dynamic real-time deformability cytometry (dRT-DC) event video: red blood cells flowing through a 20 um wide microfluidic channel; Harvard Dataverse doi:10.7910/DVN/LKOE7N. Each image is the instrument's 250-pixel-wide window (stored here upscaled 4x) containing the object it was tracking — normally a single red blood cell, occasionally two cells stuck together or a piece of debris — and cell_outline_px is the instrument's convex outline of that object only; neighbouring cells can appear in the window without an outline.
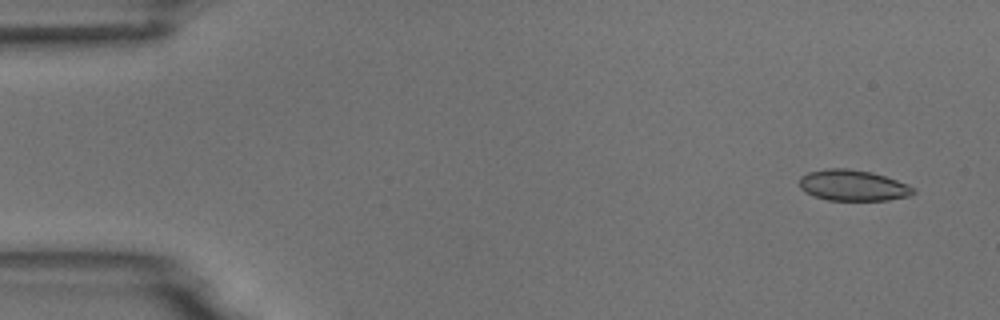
{"species": "common noctule bat (a hibernating species)", "species_latin": "Nyctalus noctula", "temperature_condition": "room temperature", "stored_images_in_passage": 4, "camera_frame_rate_fps": 3000, "um_per_image_px": 0.085, "animal": {"sex": "male", "body_mass_g": 18.8}, "frame": {"image": 1, "passage_image": 1, "time_ms": 0.0, "image_size_px": [1000, 320], "cell_outline_px": [[916, 192], [908, 196], [888, 200], [828, 200], [812, 196], [804, 192], [800, 188], [800, 176], [808, 172], [828, 168], [848, 168], [872, 172], [908, 184]], "centroid_in_image_um": [72.46, 15.76], "position_along_channel_um": 12.5, "area_um2": 20.58}}
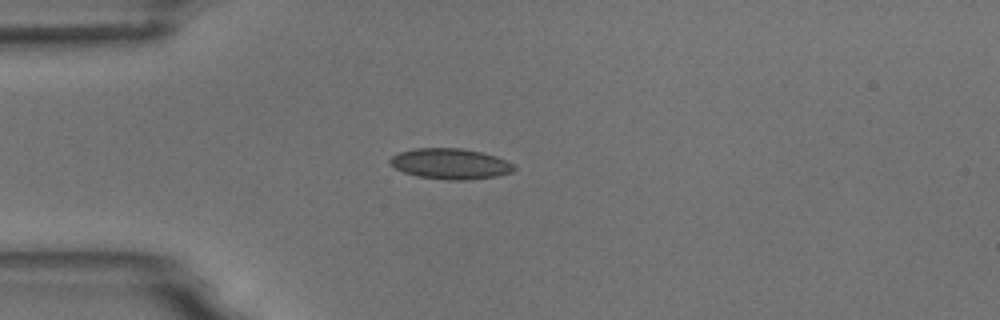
{"frame": {"image": 2, "passage_image": 4, "time_ms": 3.667, "image_size_px": [1000, 320], "cell_outline_px": [[516, 168], [512, 172], [496, 176], [472, 180], [448, 180], [420, 176], [404, 172], [396, 168], [388, 160], [392, 156], [400, 152], [416, 148], [460, 148], [480, 152], [496, 156], [516, 164]], "centroid_in_image_um": [38.33, 13.92], "position_along_channel_um": 46.7, "area_um2": 22.08}}